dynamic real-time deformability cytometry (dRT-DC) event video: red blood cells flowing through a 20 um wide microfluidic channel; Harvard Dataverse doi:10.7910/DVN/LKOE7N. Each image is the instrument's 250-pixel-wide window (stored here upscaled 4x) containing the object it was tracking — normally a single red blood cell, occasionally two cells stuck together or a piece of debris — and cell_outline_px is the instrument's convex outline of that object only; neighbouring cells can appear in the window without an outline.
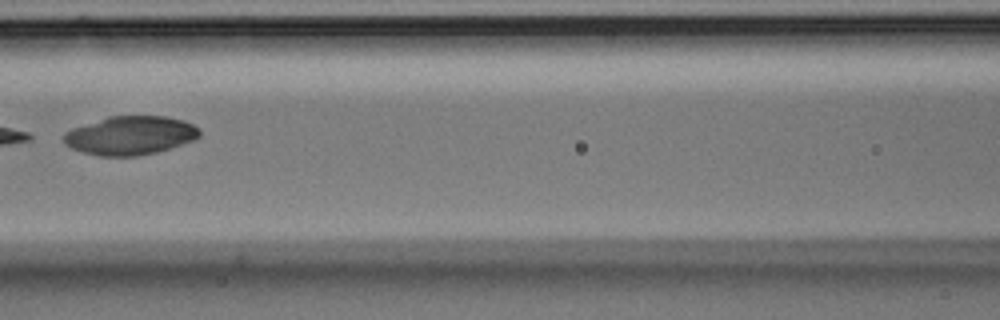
{"species": "Egyptian fruit bat (a non-hibernating species)", "species_latin": "Rousettus aegyptiacus", "temperature_condition": "room temperature", "stored_images_in_passage": 4, "camera_frame_rate_fps": 3000, "um_per_image_px": 0.085, "animal": {"sex": "male"}, "frame": {"image": 1, "passage_image": 4, "time_ms": 1.0, "image_size_px": [1000, 320], "cell_outline_px": [[200, 136], [192, 140], [156, 152], [136, 156], [100, 156], [84, 152], [72, 148], [64, 144], [64, 132], [72, 128], [108, 116], [168, 116], [184, 120], [200, 128]], "centroid_in_image_um": [11.07, 11.5], "position_along_channel_um": 155.5, "area_um2": 30.52}}